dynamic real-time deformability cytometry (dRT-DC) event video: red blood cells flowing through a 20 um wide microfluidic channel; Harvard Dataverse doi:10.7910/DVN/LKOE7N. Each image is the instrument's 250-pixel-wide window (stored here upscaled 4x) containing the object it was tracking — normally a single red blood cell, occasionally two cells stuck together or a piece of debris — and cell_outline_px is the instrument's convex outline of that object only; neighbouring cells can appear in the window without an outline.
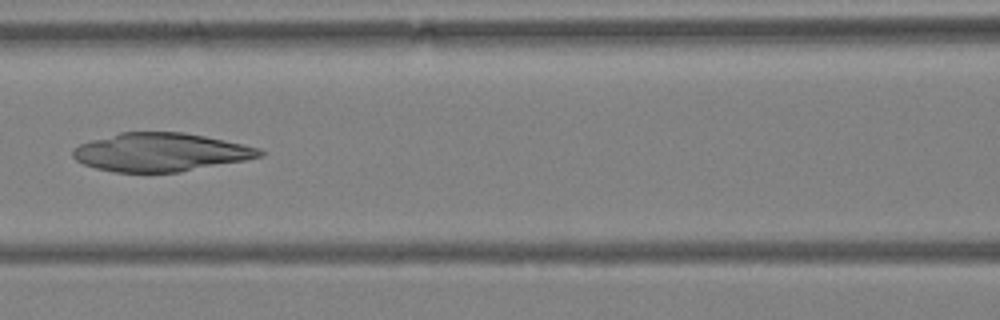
{"species": "Egyptian fruit bat (a non-hibernating species)", "species_latin": "Rousettus aegyptiacus", "temperature_condition": "warm", "stored_images_in_passage": 47, "camera_frame_rate_fps": 3000, "um_per_image_px": 0.085, "animal": {"sex": "female"}, "frame": {"image": 1, "passage_image": 22, "time_ms": 7.0, "image_size_px": [1000, 320], "cell_outline_px": [[264, 156], [244, 160], [180, 172], [112, 172], [96, 168], [84, 164], [76, 160], [72, 156], [72, 148], [80, 144], [92, 140], [120, 132], [184, 132], [244, 144], [260, 148], [264, 152]], "centroid_in_image_um": [13.64, 12.94], "position_along_channel_um": 153.0, "area_um2": 41.73}}
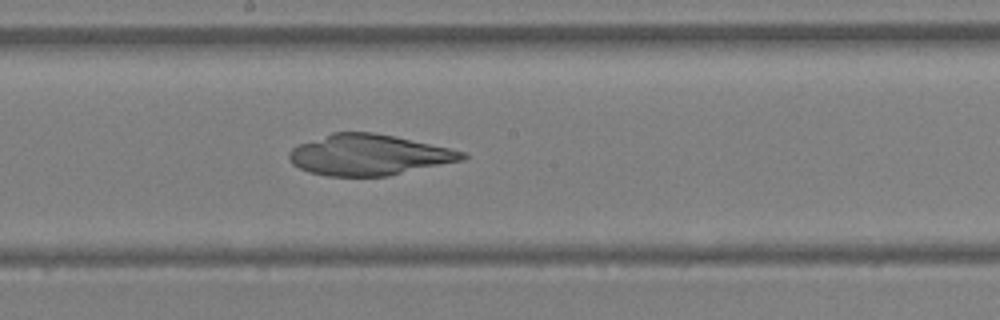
{"frame": {"image": 2, "passage_image": 27, "time_ms": 8.667, "image_size_px": [1000, 320], "cell_outline_px": [[468, 156], [464, 160], [388, 176], [328, 176], [308, 172], [292, 164], [288, 160], [288, 152], [292, 148], [300, 144], [332, 132], [372, 132], [392, 136], [448, 148], [464, 152]], "centroid_in_image_um": [31.31, 13.18], "position_along_channel_um": 216.9, "area_um2": 40.92}}
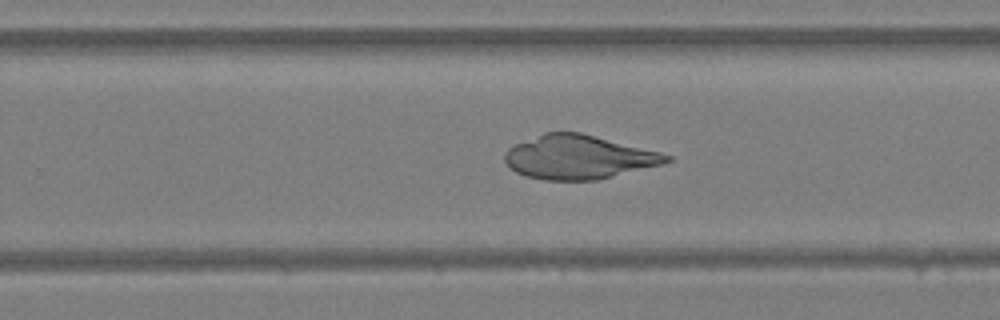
{"frame": {"image": 3, "passage_image": 32, "time_ms": 10.333, "image_size_px": [1000, 320], "cell_outline_px": [[672, 160], [664, 164], [596, 180], [544, 180], [524, 176], [508, 168], [504, 160], [504, 152], [508, 148], [516, 144], [544, 132], [580, 132], [660, 152], [672, 156]], "centroid_in_image_um": [49.16, 13.36], "position_along_channel_um": 280.6, "area_um2": 41.38}}